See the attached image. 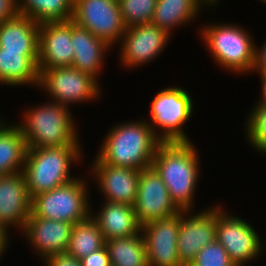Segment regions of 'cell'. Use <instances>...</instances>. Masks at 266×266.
<instances>
[{
  "label": "cell",
  "mask_w": 266,
  "mask_h": 266,
  "mask_svg": "<svg viewBox=\"0 0 266 266\" xmlns=\"http://www.w3.org/2000/svg\"><path fill=\"white\" fill-rule=\"evenodd\" d=\"M197 148L190 142H161L152 167L165 183L172 202L180 211L193 210L194 192L199 179Z\"/></svg>",
  "instance_id": "6da1fadb"
},
{
  "label": "cell",
  "mask_w": 266,
  "mask_h": 266,
  "mask_svg": "<svg viewBox=\"0 0 266 266\" xmlns=\"http://www.w3.org/2000/svg\"><path fill=\"white\" fill-rule=\"evenodd\" d=\"M160 143L145 119L126 121L108 131L93 163H105L141 171L152 166Z\"/></svg>",
  "instance_id": "7a4b0ae2"
},
{
  "label": "cell",
  "mask_w": 266,
  "mask_h": 266,
  "mask_svg": "<svg viewBox=\"0 0 266 266\" xmlns=\"http://www.w3.org/2000/svg\"><path fill=\"white\" fill-rule=\"evenodd\" d=\"M69 109L51 100L27 109L23 121L16 124L27 148L79 146L77 127Z\"/></svg>",
  "instance_id": "3957f363"
},
{
  "label": "cell",
  "mask_w": 266,
  "mask_h": 266,
  "mask_svg": "<svg viewBox=\"0 0 266 266\" xmlns=\"http://www.w3.org/2000/svg\"><path fill=\"white\" fill-rule=\"evenodd\" d=\"M81 151V146L27 148L22 173L30 197L73 180L70 168L83 159Z\"/></svg>",
  "instance_id": "277c9868"
},
{
  "label": "cell",
  "mask_w": 266,
  "mask_h": 266,
  "mask_svg": "<svg viewBox=\"0 0 266 266\" xmlns=\"http://www.w3.org/2000/svg\"><path fill=\"white\" fill-rule=\"evenodd\" d=\"M200 30L215 63L237 75L253 73L256 43L246 29L232 23H213Z\"/></svg>",
  "instance_id": "5b68a950"
},
{
  "label": "cell",
  "mask_w": 266,
  "mask_h": 266,
  "mask_svg": "<svg viewBox=\"0 0 266 266\" xmlns=\"http://www.w3.org/2000/svg\"><path fill=\"white\" fill-rule=\"evenodd\" d=\"M85 179L75 177L53 190L32 197L31 213L40 218L75 224L91 215ZM90 208V209H89Z\"/></svg>",
  "instance_id": "8992f818"
},
{
  "label": "cell",
  "mask_w": 266,
  "mask_h": 266,
  "mask_svg": "<svg viewBox=\"0 0 266 266\" xmlns=\"http://www.w3.org/2000/svg\"><path fill=\"white\" fill-rule=\"evenodd\" d=\"M192 101L190 94L178 86L164 88L154 96L150 106L151 120L147 122L161 142H190L182 127L193 113Z\"/></svg>",
  "instance_id": "52a82bcc"
},
{
  "label": "cell",
  "mask_w": 266,
  "mask_h": 266,
  "mask_svg": "<svg viewBox=\"0 0 266 266\" xmlns=\"http://www.w3.org/2000/svg\"><path fill=\"white\" fill-rule=\"evenodd\" d=\"M38 70V87L49 93L52 102L69 107L70 103L92 101L100 96L98 80L72 66Z\"/></svg>",
  "instance_id": "ba28073f"
},
{
  "label": "cell",
  "mask_w": 266,
  "mask_h": 266,
  "mask_svg": "<svg viewBox=\"0 0 266 266\" xmlns=\"http://www.w3.org/2000/svg\"><path fill=\"white\" fill-rule=\"evenodd\" d=\"M71 20L111 47L126 30L118 0H74Z\"/></svg>",
  "instance_id": "9c48e42d"
},
{
  "label": "cell",
  "mask_w": 266,
  "mask_h": 266,
  "mask_svg": "<svg viewBox=\"0 0 266 266\" xmlns=\"http://www.w3.org/2000/svg\"><path fill=\"white\" fill-rule=\"evenodd\" d=\"M221 208L216 207L215 239L225 248L235 266H244L257 259L263 246L254 227Z\"/></svg>",
  "instance_id": "30bf717a"
},
{
  "label": "cell",
  "mask_w": 266,
  "mask_h": 266,
  "mask_svg": "<svg viewBox=\"0 0 266 266\" xmlns=\"http://www.w3.org/2000/svg\"><path fill=\"white\" fill-rule=\"evenodd\" d=\"M133 207L137 222L141 226L152 220L168 218L180 212L172 202L165 183L152 166L140 171Z\"/></svg>",
  "instance_id": "8fae6325"
},
{
  "label": "cell",
  "mask_w": 266,
  "mask_h": 266,
  "mask_svg": "<svg viewBox=\"0 0 266 266\" xmlns=\"http://www.w3.org/2000/svg\"><path fill=\"white\" fill-rule=\"evenodd\" d=\"M215 234L216 205L194 215L189 210L180 211L177 250L181 264L189 266L199 251L215 240Z\"/></svg>",
  "instance_id": "7c38bea8"
},
{
  "label": "cell",
  "mask_w": 266,
  "mask_h": 266,
  "mask_svg": "<svg viewBox=\"0 0 266 266\" xmlns=\"http://www.w3.org/2000/svg\"><path fill=\"white\" fill-rule=\"evenodd\" d=\"M171 36L151 23L128 27L121 38L120 60L126 68L142 67L163 53Z\"/></svg>",
  "instance_id": "4fadbf2b"
},
{
  "label": "cell",
  "mask_w": 266,
  "mask_h": 266,
  "mask_svg": "<svg viewBox=\"0 0 266 266\" xmlns=\"http://www.w3.org/2000/svg\"><path fill=\"white\" fill-rule=\"evenodd\" d=\"M178 232L179 213L141 226L148 266H183L177 250Z\"/></svg>",
  "instance_id": "5bb4252c"
},
{
  "label": "cell",
  "mask_w": 266,
  "mask_h": 266,
  "mask_svg": "<svg viewBox=\"0 0 266 266\" xmlns=\"http://www.w3.org/2000/svg\"><path fill=\"white\" fill-rule=\"evenodd\" d=\"M72 20L46 22L39 27L38 69L72 66Z\"/></svg>",
  "instance_id": "9a60e30c"
},
{
  "label": "cell",
  "mask_w": 266,
  "mask_h": 266,
  "mask_svg": "<svg viewBox=\"0 0 266 266\" xmlns=\"http://www.w3.org/2000/svg\"><path fill=\"white\" fill-rule=\"evenodd\" d=\"M72 227L71 223L40 218L31 213L22 235L44 261L49 256L66 253Z\"/></svg>",
  "instance_id": "2e32d148"
},
{
  "label": "cell",
  "mask_w": 266,
  "mask_h": 266,
  "mask_svg": "<svg viewBox=\"0 0 266 266\" xmlns=\"http://www.w3.org/2000/svg\"><path fill=\"white\" fill-rule=\"evenodd\" d=\"M32 198L22 172L0 175V223L23 231L31 214Z\"/></svg>",
  "instance_id": "e0dca14e"
},
{
  "label": "cell",
  "mask_w": 266,
  "mask_h": 266,
  "mask_svg": "<svg viewBox=\"0 0 266 266\" xmlns=\"http://www.w3.org/2000/svg\"><path fill=\"white\" fill-rule=\"evenodd\" d=\"M91 168L94 179L98 181L96 184L100 186V193L106 197V201L134 205L140 170L105 163H92Z\"/></svg>",
  "instance_id": "ac0fdd59"
},
{
  "label": "cell",
  "mask_w": 266,
  "mask_h": 266,
  "mask_svg": "<svg viewBox=\"0 0 266 266\" xmlns=\"http://www.w3.org/2000/svg\"><path fill=\"white\" fill-rule=\"evenodd\" d=\"M71 41L74 50L72 67L96 79L104 65L105 53L112 47L73 21Z\"/></svg>",
  "instance_id": "d6986e66"
},
{
  "label": "cell",
  "mask_w": 266,
  "mask_h": 266,
  "mask_svg": "<svg viewBox=\"0 0 266 266\" xmlns=\"http://www.w3.org/2000/svg\"><path fill=\"white\" fill-rule=\"evenodd\" d=\"M100 228L105 241L129 237L141 231L133 206L106 201L100 211L90 215Z\"/></svg>",
  "instance_id": "ffe728a7"
},
{
  "label": "cell",
  "mask_w": 266,
  "mask_h": 266,
  "mask_svg": "<svg viewBox=\"0 0 266 266\" xmlns=\"http://www.w3.org/2000/svg\"><path fill=\"white\" fill-rule=\"evenodd\" d=\"M39 52H12L0 48V83L10 86L39 84Z\"/></svg>",
  "instance_id": "44dd1931"
},
{
  "label": "cell",
  "mask_w": 266,
  "mask_h": 266,
  "mask_svg": "<svg viewBox=\"0 0 266 266\" xmlns=\"http://www.w3.org/2000/svg\"><path fill=\"white\" fill-rule=\"evenodd\" d=\"M39 27L33 19L20 13L0 23V48L12 52H39Z\"/></svg>",
  "instance_id": "7402d4cb"
},
{
  "label": "cell",
  "mask_w": 266,
  "mask_h": 266,
  "mask_svg": "<svg viewBox=\"0 0 266 266\" xmlns=\"http://www.w3.org/2000/svg\"><path fill=\"white\" fill-rule=\"evenodd\" d=\"M7 124L0 119V175L22 172L27 151L19 127Z\"/></svg>",
  "instance_id": "603a6c76"
},
{
  "label": "cell",
  "mask_w": 266,
  "mask_h": 266,
  "mask_svg": "<svg viewBox=\"0 0 266 266\" xmlns=\"http://www.w3.org/2000/svg\"><path fill=\"white\" fill-rule=\"evenodd\" d=\"M199 9L202 11L197 0H157L150 23L172 36L174 28L196 19L200 14Z\"/></svg>",
  "instance_id": "cb8c5ba5"
},
{
  "label": "cell",
  "mask_w": 266,
  "mask_h": 266,
  "mask_svg": "<svg viewBox=\"0 0 266 266\" xmlns=\"http://www.w3.org/2000/svg\"><path fill=\"white\" fill-rule=\"evenodd\" d=\"M111 266H148L145 241L141 231L129 237L105 241Z\"/></svg>",
  "instance_id": "d4e9b609"
},
{
  "label": "cell",
  "mask_w": 266,
  "mask_h": 266,
  "mask_svg": "<svg viewBox=\"0 0 266 266\" xmlns=\"http://www.w3.org/2000/svg\"><path fill=\"white\" fill-rule=\"evenodd\" d=\"M73 3L74 0H18V9L40 25L71 20Z\"/></svg>",
  "instance_id": "484cf974"
},
{
  "label": "cell",
  "mask_w": 266,
  "mask_h": 266,
  "mask_svg": "<svg viewBox=\"0 0 266 266\" xmlns=\"http://www.w3.org/2000/svg\"><path fill=\"white\" fill-rule=\"evenodd\" d=\"M104 246V236L96 221L89 216L73 225L66 253L80 260Z\"/></svg>",
  "instance_id": "4316f807"
},
{
  "label": "cell",
  "mask_w": 266,
  "mask_h": 266,
  "mask_svg": "<svg viewBox=\"0 0 266 266\" xmlns=\"http://www.w3.org/2000/svg\"><path fill=\"white\" fill-rule=\"evenodd\" d=\"M262 99L252 108L246 121L245 137L254 149L266 153V90L262 89Z\"/></svg>",
  "instance_id": "83f0119b"
},
{
  "label": "cell",
  "mask_w": 266,
  "mask_h": 266,
  "mask_svg": "<svg viewBox=\"0 0 266 266\" xmlns=\"http://www.w3.org/2000/svg\"><path fill=\"white\" fill-rule=\"evenodd\" d=\"M122 21L126 28L149 24L157 0H118Z\"/></svg>",
  "instance_id": "f1b7e54d"
},
{
  "label": "cell",
  "mask_w": 266,
  "mask_h": 266,
  "mask_svg": "<svg viewBox=\"0 0 266 266\" xmlns=\"http://www.w3.org/2000/svg\"><path fill=\"white\" fill-rule=\"evenodd\" d=\"M189 266H235L225 248L215 239L199 251Z\"/></svg>",
  "instance_id": "f546056e"
},
{
  "label": "cell",
  "mask_w": 266,
  "mask_h": 266,
  "mask_svg": "<svg viewBox=\"0 0 266 266\" xmlns=\"http://www.w3.org/2000/svg\"><path fill=\"white\" fill-rule=\"evenodd\" d=\"M82 266H111L106 246L80 259Z\"/></svg>",
  "instance_id": "4dcf8cb0"
},
{
  "label": "cell",
  "mask_w": 266,
  "mask_h": 266,
  "mask_svg": "<svg viewBox=\"0 0 266 266\" xmlns=\"http://www.w3.org/2000/svg\"><path fill=\"white\" fill-rule=\"evenodd\" d=\"M254 71L260 74L261 76L260 81L262 85L261 88L265 89L266 88V42L263 43V45L260 48L256 46L255 65L253 72Z\"/></svg>",
  "instance_id": "1f68e13d"
},
{
  "label": "cell",
  "mask_w": 266,
  "mask_h": 266,
  "mask_svg": "<svg viewBox=\"0 0 266 266\" xmlns=\"http://www.w3.org/2000/svg\"><path fill=\"white\" fill-rule=\"evenodd\" d=\"M47 266H82L81 261L67 253L49 256L44 260Z\"/></svg>",
  "instance_id": "d6a6232c"
},
{
  "label": "cell",
  "mask_w": 266,
  "mask_h": 266,
  "mask_svg": "<svg viewBox=\"0 0 266 266\" xmlns=\"http://www.w3.org/2000/svg\"><path fill=\"white\" fill-rule=\"evenodd\" d=\"M19 14L18 0H0V23Z\"/></svg>",
  "instance_id": "836d02e7"
},
{
  "label": "cell",
  "mask_w": 266,
  "mask_h": 266,
  "mask_svg": "<svg viewBox=\"0 0 266 266\" xmlns=\"http://www.w3.org/2000/svg\"><path fill=\"white\" fill-rule=\"evenodd\" d=\"M8 230L9 229L5 225L0 223V258L3 256L2 254L7 250L6 247L10 239Z\"/></svg>",
  "instance_id": "e575fe53"
},
{
  "label": "cell",
  "mask_w": 266,
  "mask_h": 266,
  "mask_svg": "<svg viewBox=\"0 0 266 266\" xmlns=\"http://www.w3.org/2000/svg\"><path fill=\"white\" fill-rule=\"evenodd\" d=\"M197 2L202 7H204L206 5H208L210 7H214L215 4H217L219 2V0H197Z\"/></svg>",
  "instance_id": "d590c367"
},
{
  "label": "cell",
  "mask_w": 266,
  "mask_h": 266,
  "mask_svg": "<svg viewBox=\"0 0 266 266\" xmlns=\"http://www.w3.org/2000/svg\"><path fill=\"white\" fill-rule=\"evenodd\" d=\"M259 1H260V0H259ZM261 2L266 4V0H261Z\"/></svg>",
  "instance_id": "8d00e7d4"
}]
</instances>
